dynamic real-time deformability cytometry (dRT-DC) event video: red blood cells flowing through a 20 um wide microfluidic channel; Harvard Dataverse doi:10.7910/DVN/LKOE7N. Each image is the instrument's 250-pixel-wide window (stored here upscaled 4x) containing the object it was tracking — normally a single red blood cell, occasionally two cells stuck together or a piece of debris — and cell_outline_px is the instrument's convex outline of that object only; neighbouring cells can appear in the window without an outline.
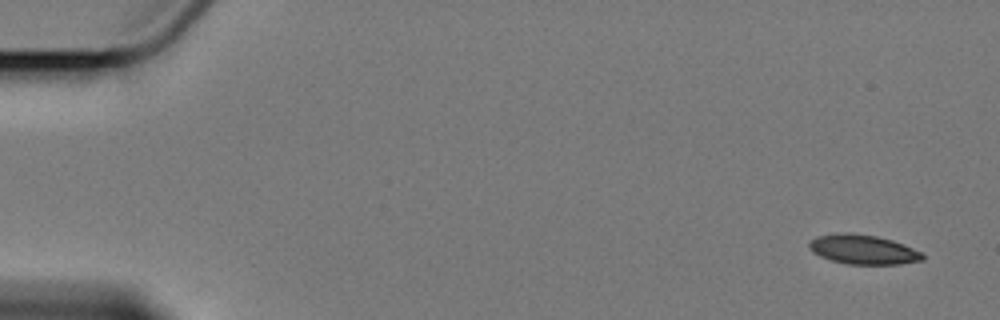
{"species": "Egyptian fruit bat (a non-hibernating species)", "species_latin": "Rousettus aegyptiacus", "temperature_condition": "cold", "stored_images_in_passage": 6, "camera_frame_rate_fps": 3000, "um_per_image_px": 0.085, "animal": {"sex": "female"}, "frame": {"image": 1, "passage_image": 1, "time_ms": 0.0, "image_size_px": [1000, 320], "cell_outline_px": [[924, 260], [900, 264], [848, 264], [832, 260], [820, 256], [812, 252], [808, 248], [808, 240], [816, 236], [836, 232], [852, 232], [876, 236], [892, 240], [904, 244], [924, 252]], "centroid_in_image_um": [73.35, 21.19], "position_along_channel_um": 11.7, "area_um2": 19.88}}
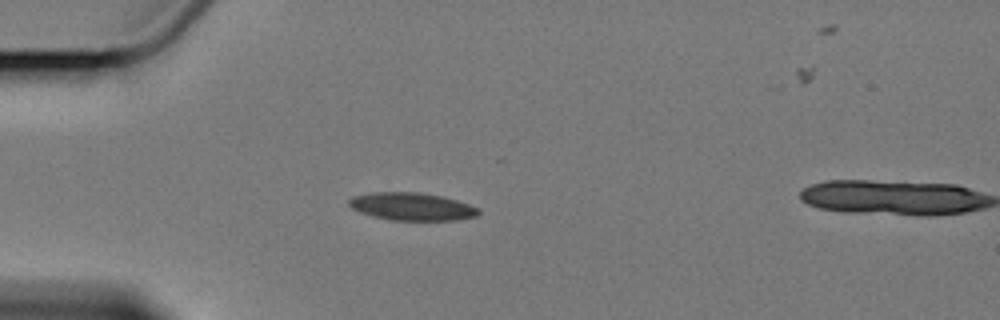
{"frame": {"image": 2, "passage_image": 5, "time_ms": 4.667, "image_size_px": [1000, 320], "cell_outline_px": [[480, 212], [476, 216], [460, 220], [392, 220], [360, 212], [352, 208], [348, 204], [348, 200], [352, 196], [372, 192], [420, 192], [440, 196], [456, 200], [480, 208]], "centroid_in_image_um": [35.02, 17.55], "position_along_channel_um": 50.0, "area_um2": 20.87}}